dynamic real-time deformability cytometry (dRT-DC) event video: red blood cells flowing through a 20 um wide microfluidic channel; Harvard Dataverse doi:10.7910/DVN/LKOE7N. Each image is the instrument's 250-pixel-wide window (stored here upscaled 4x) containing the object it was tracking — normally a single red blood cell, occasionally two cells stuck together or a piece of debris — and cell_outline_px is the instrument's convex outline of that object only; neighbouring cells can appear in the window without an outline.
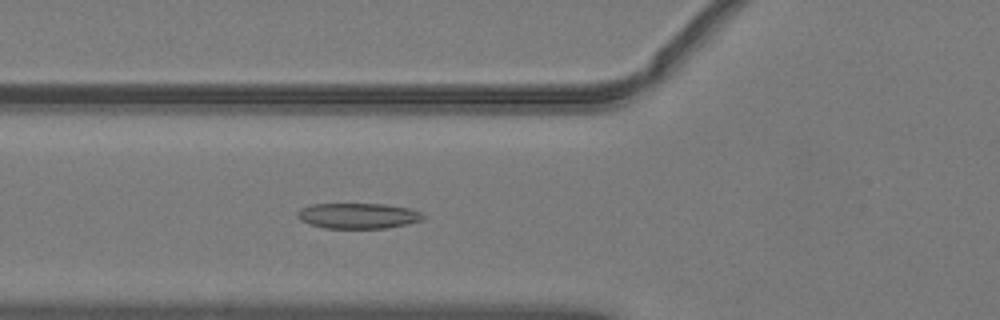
{"species": "common noctule bat (a hibernating species)", "species_latin": "Nyctalus noctula", "temperature_condition": "warm", "stored_images_in_passage": 52, "camera_frame_rate_fps": 3000, "um_per_image_px": 0.085, "animal": {"sex": "male", "body_mass_g": 19.2, "forearm_length_mm": 51.8}, "frame": {"image": 1, "passage_image": 20, "time_ms": 6.333, "image_size_px": [1000, 320], "cell_outline_px": [[424, 216], [420, 220], [408, 224], [388, 228], [324, 228], [308, 224], [300, 220], [296, 216], [296, 212], [300, 208], [312, 204], [388, 204], [408, 208], [420, 212]], "centroid_in_image_um": [30.38, 18.34], "position_along_channel_um": 95.4, "area_um2": 18.79}}
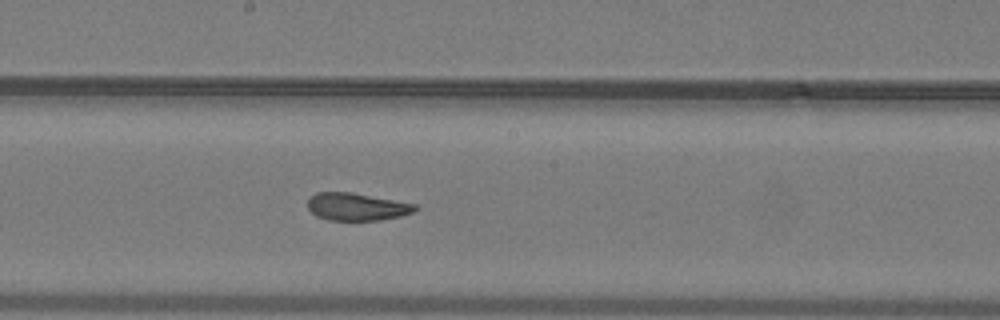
{"frame": {"image": 2, "passage_image": 29, "time_ms": 9.333, "image_size_px": [1000, 320], "cell_outline_px": [[420, 208], [412, 212], [400, 216], [380, 220], [328, 220], [316, 216], [308, 208], [308, 196], [316, 192], [352, 192], [416, 204]], "centroid_in_image_um": [30.3, 17.56], "position_along_channel_um": 217.9, "area_um2": 17.34}}
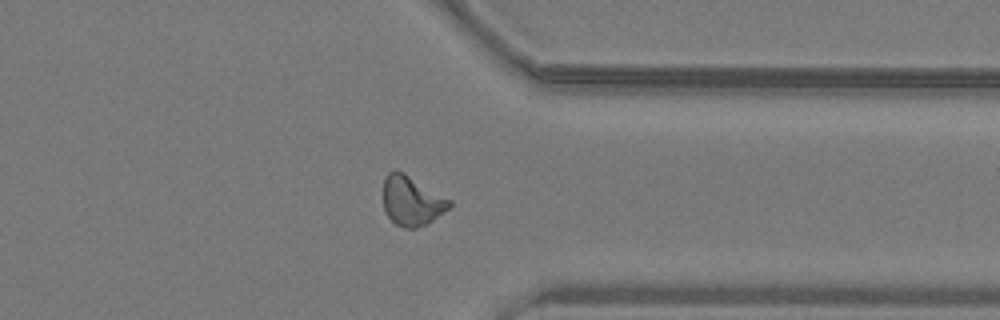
{"frame": {"image": 3, "passage_image": 41, "time_ms": 13.333, "image_size_px": [1000, 320], "cell_outline_px": [[452, 204], [448, 208], [428, 224], [416, 228], [404, 228], [396, 224], [384, 212], [384, 180], [388, 172], [396, 168], [404, 172], [452, 200]], "centroid_in_image_um": [35.0, 17.05], "position_along_channel_um": 376.4, "area_um2": 19.25}, "authors_computed_cell_mechanics": {"area_um2": 18.7272, "velocity_mm_per_s": 4.0569, "shape_relaxation_time_tau1_ms": 7.2162, "shape_relaxation_time_tau2_ms": 1.7102, "deformation_change_tau1": 0.1992, "deformation_change_tau2": 0.0874}}